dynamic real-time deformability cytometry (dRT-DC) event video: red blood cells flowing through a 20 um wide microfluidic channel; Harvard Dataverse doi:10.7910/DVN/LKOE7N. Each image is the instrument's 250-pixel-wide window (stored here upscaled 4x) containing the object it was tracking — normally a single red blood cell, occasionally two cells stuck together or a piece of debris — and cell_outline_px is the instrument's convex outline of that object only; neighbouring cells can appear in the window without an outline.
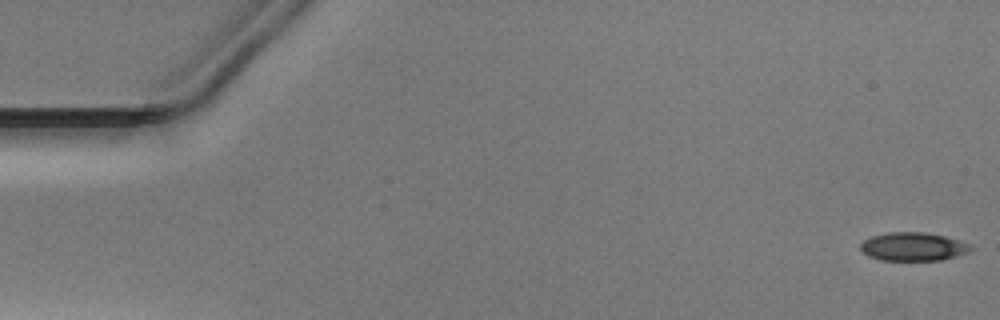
{"species": "Egyptian fruit bat (a non-hibernating species)", "species_latin": "Rousettus aegyptiacus", "temperature_condition": "warm", "stored_images_in_passage": 51, "camera_frame_rate_fps": 3000, "um_per_image_px": 0.085, "animal": {"sex": "male"}, "frame": {"image": 1, "passage_image": 1, "time_ms": 0.0, "image_size_px": [1000, 320], "cell_outline_px": [[972, 248], [968, 252], [956, 256], [940, 260], [880, 260], [868, 256], [860, 248], [860, 244], [864, 240], [872, 236], [888, 232], [924, 232], [944, 236], [968, 244]], "centroid_in_image_um": [77.57, 20.96], "position_along_channel_um": 7.4, "area_um2": 18.03}}
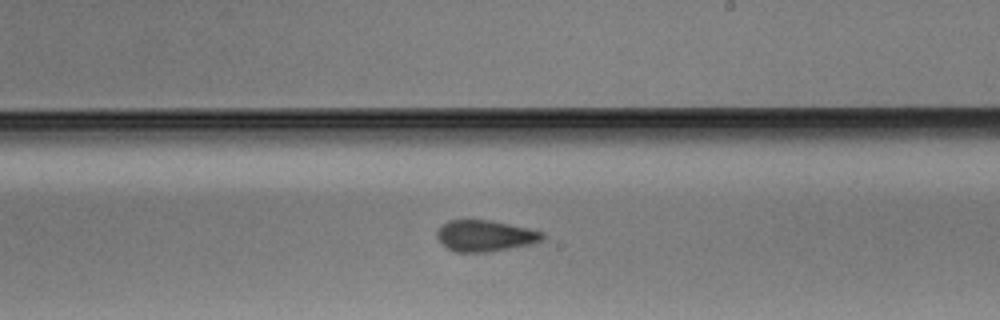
{"frame": {"image": 2, "passage_image": 30, "time_ms": 9.667, "image_size_px": [1000, 320], "cell_outline_px": [[544, 240], [532, 244], [488, 252], [456, 252], [448, 248], [436, 236], [436, 232], [440, 224], [448, 220], [492, 220], [528, 228], [544, 232]], "centroid_in_image_um": [41.24, 20.03], "position_along_channel_um": 247.8, "area_um2": 19.31}}
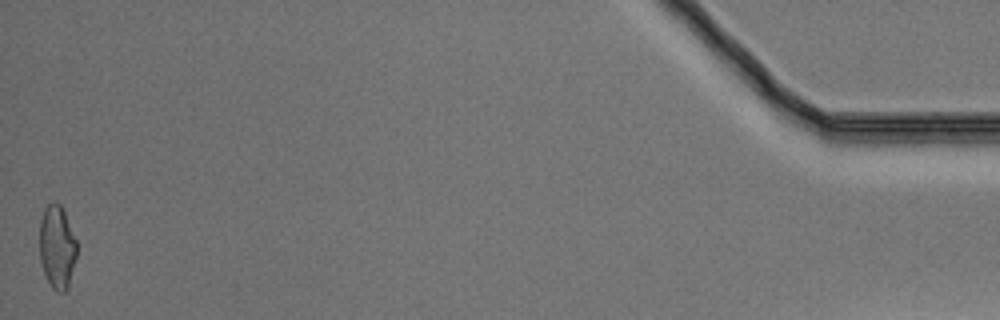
{"frame": {"image": 3, "passage_image": 51, "time_ms": 16.667, "image_size_px": [1000, 320], "cell_outline_px": [[76, 256], [68, 288], [64, 292], [56, 292], [52, 288], [44, 272], [40, 260], [40, 220], [44, 208], [52, 200], [56, 200], [60, 204], [64, 212], [76, 240]], "centroid_in_image_um": [4.84, 20.97], "position_along_channel_um": 430.4, "area_um2": 18.03}}